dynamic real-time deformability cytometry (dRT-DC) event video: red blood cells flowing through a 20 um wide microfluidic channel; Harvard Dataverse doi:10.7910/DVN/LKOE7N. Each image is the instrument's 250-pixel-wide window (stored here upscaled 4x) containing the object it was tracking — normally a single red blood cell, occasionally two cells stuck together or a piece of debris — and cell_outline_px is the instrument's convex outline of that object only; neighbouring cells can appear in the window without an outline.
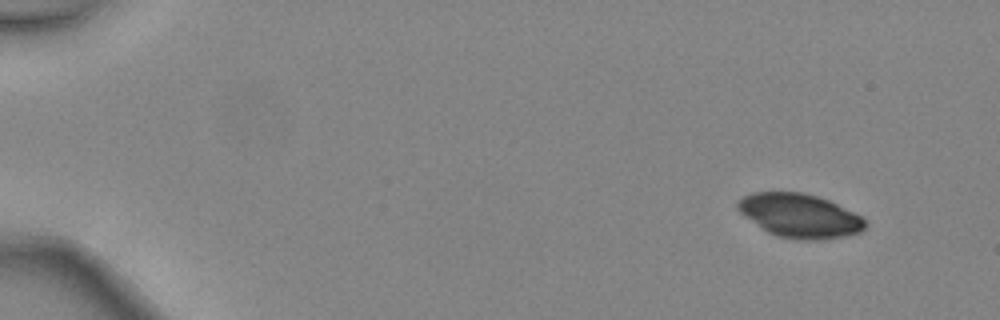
{"species": "common noctule bat (a hibernating species)", "species_latin": "Nyctalus noctula", "temperature_condition": "warm", "stored_images_in_passage": 4, "camera_frame_rate_fps": 3000, "um_per_image_px": 0.085, "animal": {"sex": "female", "body_mass_g": 24.6, "forearm_length_mm": 56.2}, "frame": {"image": 1, "passage_image": 1, "time_ms": 0.0, "image_size_px": [1000, 320], "cell_outline_px": [[868, 224], [860, 232], [844, 236], [816, 240], [796, 240], [776, 236], [768, 232], [744, 216], [736, 208], [736, 204], [744, 196], [752, 192], [800, 192], [816, 196], [828, 200], [860, 216]], "centroid_in_image_um": [67.95, 18.34], "position_along_channel_um": 17.1, "area_um2": 32.31}}